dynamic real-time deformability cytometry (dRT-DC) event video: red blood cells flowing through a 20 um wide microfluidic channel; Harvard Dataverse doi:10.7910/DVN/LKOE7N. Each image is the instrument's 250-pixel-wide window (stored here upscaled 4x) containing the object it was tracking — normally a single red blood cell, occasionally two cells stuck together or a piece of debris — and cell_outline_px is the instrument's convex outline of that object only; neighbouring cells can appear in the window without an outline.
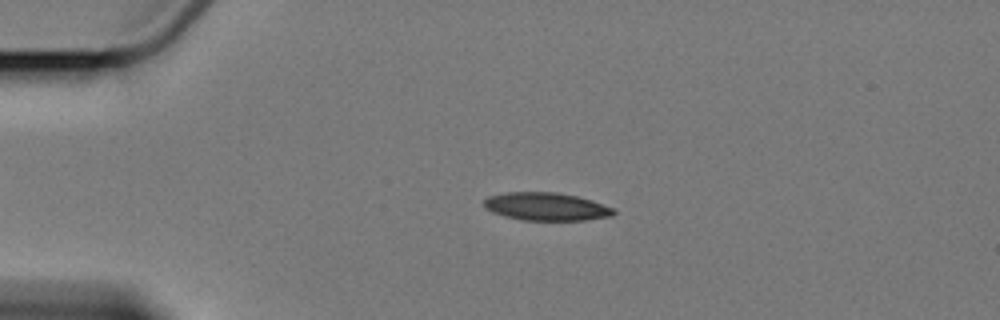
{"species": "Egyptian fruit bat (a non-hibernating species)", "species_latin": "Rousettus aegyptiacus", "temperature_condition": "cold", "stored_images_in_passage": 4, "camera_frame_rate_fps": 3000, "um_per_image_px": 0.085, "animal": {"sex": "female"}, "frame": {"image": 1, "passage_image": 3, "time_ms": 2.667, "image_size_px": [1000, 320], "cell_outline_px": [[616, 212], [612, 216], [584, 220], [524, 220], [504, 216], [492, 212], [484, 208], [484, 200], [488, 196], [504, 192], [556, 192], [576, 196], [592, 200], [612, 208]], "centroid_in_image_um": [46.39, 17.55], "position_along_channel_um": 38.6, "area_um2": 21.1}}